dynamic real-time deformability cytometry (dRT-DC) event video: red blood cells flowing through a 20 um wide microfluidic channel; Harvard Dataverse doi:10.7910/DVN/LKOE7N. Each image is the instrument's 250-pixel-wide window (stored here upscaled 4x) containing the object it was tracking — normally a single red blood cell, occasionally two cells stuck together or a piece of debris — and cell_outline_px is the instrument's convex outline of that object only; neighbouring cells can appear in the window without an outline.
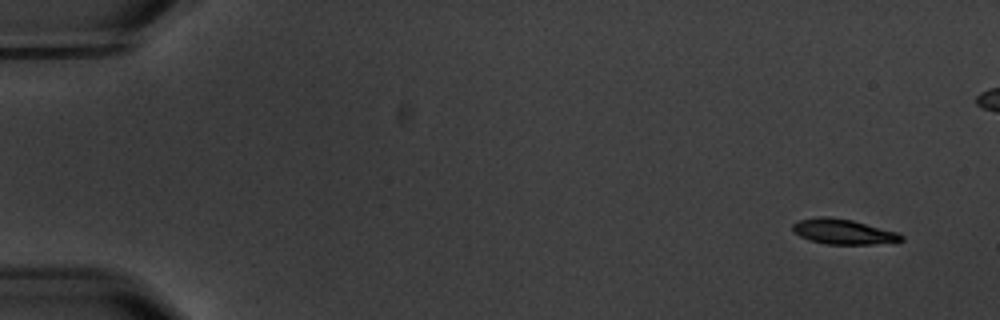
{"species": "common noctule bat (a hibernating species)", "species_latin": "Nyctalus noctula", "temperature_condition": "warm", "stored_images_in_passage": 6, "camera_frame_rate_fps": 3000, "um_per_image_px": 0.085, "animal": {"sex": "male", "body_mass_g": 20.1, "forearm_length_mm": 53.5}, "frame": {"image": 1, "passage_image": 1, "time_ms": 0.0, "image_size_px": [1000, 320], "cell_outline_px": [[904, 240], [872, 244], [828, 244], [808, 240], [800, 236], [792, 228], [792, 224], [800, 220], [820, 216], [828, 216], [852, 220], [900, 232], [904, 236]], "centroid_in_image_um": [71.71, 19.68], "position_along_channel_um": 13.3, "area_um2": 15.9}}